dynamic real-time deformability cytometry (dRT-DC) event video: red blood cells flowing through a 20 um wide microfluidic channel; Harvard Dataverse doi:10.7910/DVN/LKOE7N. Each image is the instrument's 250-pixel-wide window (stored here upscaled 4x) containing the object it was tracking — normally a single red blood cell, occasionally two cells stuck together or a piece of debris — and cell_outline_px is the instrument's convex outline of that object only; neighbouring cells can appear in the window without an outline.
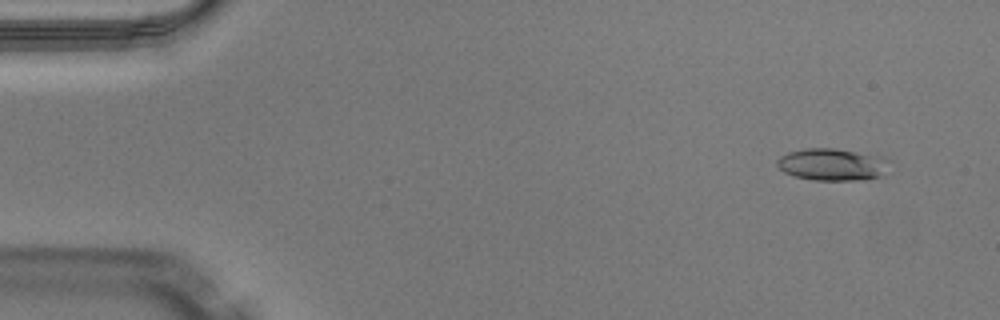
{"species": "Egyptian fruit bat (a non-hibernating species)", "species_latin": "Rousettus aegyptiacus", "temperature_condition": "warm", "stored_images_in_passage": 13, "camera_frame_rate_fps": 3000, "um_per_image_px": 0.085, "animal": {"sex": "male"}, "frame": {"image": 1, "passage_image": 4, "time_ms": 1.0, "image_size_px": [1000, 320], "cell_outline_px": [[880, 176], [864, 180], [812, 180], [792, 176], [784, 172], [776, 164], [776, 160], [780, 156], [788, 152], [804, 148], [836, 148], [868, 156]], "centroid_in_image_um": [70.3, 14.0], "position_along_channel_um": 14.7, "area_um2": 19.13}}